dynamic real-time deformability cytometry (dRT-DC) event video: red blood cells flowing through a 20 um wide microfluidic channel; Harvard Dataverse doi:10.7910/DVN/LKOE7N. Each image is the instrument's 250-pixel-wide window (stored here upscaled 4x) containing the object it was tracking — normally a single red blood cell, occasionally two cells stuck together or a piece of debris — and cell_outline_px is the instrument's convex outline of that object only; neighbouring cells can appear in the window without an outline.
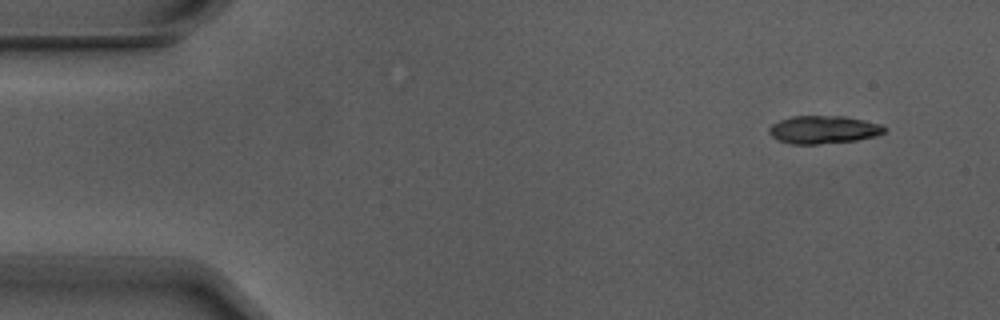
{"species": "Egyptian fruit bat (a non-hibernating species)", "species_latin": "Rousettus aegyptiacus", "temperature_condition": "warm", "stored_images_in_passage": 4, "camera_frame_rate_fps": 3000, "um_per_image_px": 0.085, "animal": {"sex": "male"}, "frame": {"image": 1, "passage_image": 1, "time_ms": 0.0, "image_size_px": [1000, 320], "cell_outline_px": [[888, 128], [884, 132], [876, 136], [856, 140], [816, 144], [792, 144], [780, 140], [772, 136], [768, 132], [768, 128], [772, 124], [780, 120], [792, 116], [844, 116], [864, 120], [880, 124]], "centroid_in_image_um": [70.0, 11.01], "position_along_channel_um": 15.0, "area_um2": 18.67}}
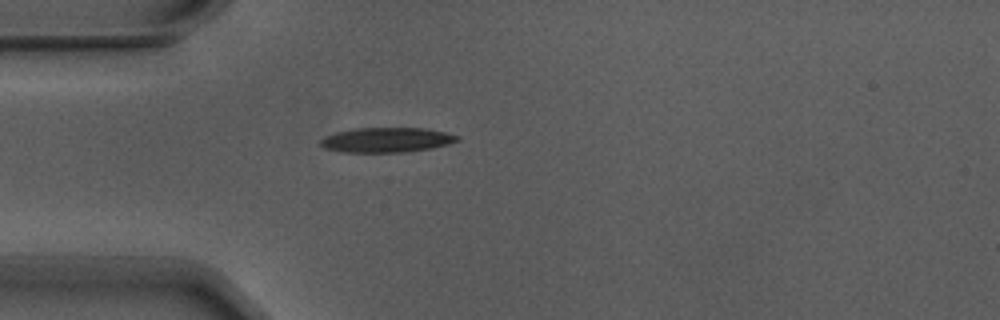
{"frame": {"image": 2, "passage_image": 4, "time_ms": 1.0, "image_size_px": [1000, 320], "cell_outline_px": [[460, 140], [448, 144], [432, 148], [404, 152], [340, 152], [324, 148], [320, 144], [320, 140], [324, 136], [336, 132], [356, 128], [424, 128], [444, 132], [460, 136]], "centroid_in_image_um": [32.85, 11.89], "position_along_channel_um": 52.2, "area_um2": 19.83}}